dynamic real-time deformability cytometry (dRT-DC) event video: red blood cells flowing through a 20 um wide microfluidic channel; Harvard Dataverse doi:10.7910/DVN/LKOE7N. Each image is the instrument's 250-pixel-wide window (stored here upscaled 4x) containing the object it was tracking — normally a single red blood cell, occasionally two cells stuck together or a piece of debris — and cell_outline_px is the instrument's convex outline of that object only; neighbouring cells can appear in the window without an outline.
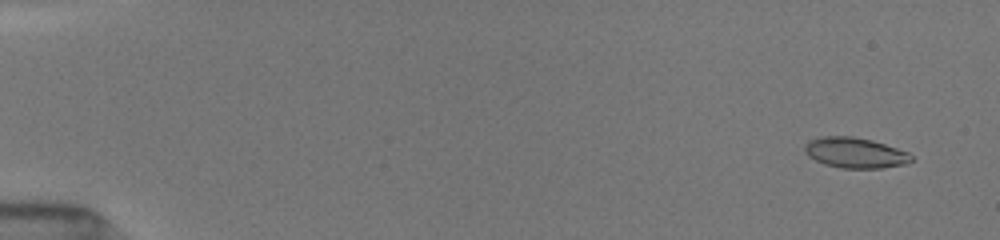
{"species": "common noctule bat (a hibernating species)", "species_latin": "Nyctalus noctula", "temperature_condition": "room temperature", "stored_images_in_passage": 19, "camera_frame_rate_fps": 3000, "um_per_image_px": 0.085, "animal": {"sex": "female", "body_mass_g": 19.5, "forearm_length_mm": 54.1}, "frame": {"image": 1, "passage_image": 2, "time_ms": 0.667, "image_size_px": [1000, 240], "cell_outline_px": [[912, 160], [904, 164], [884, 168], [840, 168], [824, 164], [808, 156], [804, 152], [804, 144], [808, 140], [820, 136], [852, 136], [872, 140], [908, 152], [912, 156]], "centroid_in_image_um": [72.64, 12.98], "position_along_channel_um": 12.4, "area_um2": 19.02}}
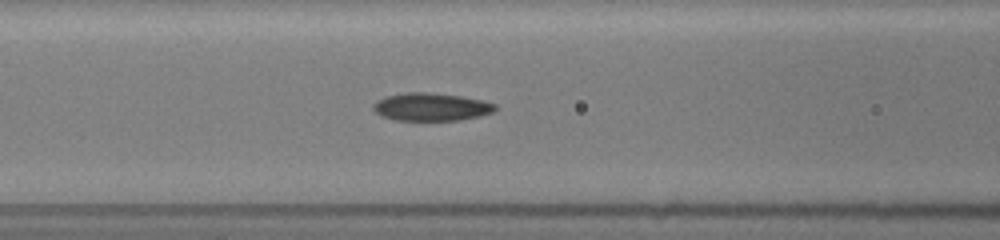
{"frame": {"image": 2, "passage_image": 11, "time_ms": 7.333, "image_size_px": [1000, 240], "cell_outline_px": [[496, 108], [492, 112], [480, 116], [460, 120], [396, 120], [380, 116], [372, 108], [372, 104], [376, 100], [384, 96], [408, 92], [428, 92], [460, 96], [484, 100], [496, 104]], "centroid_in_image_um": [36.62, 9.08], "position_along_channel_um": 130.0, "area_um2": 19.94}}
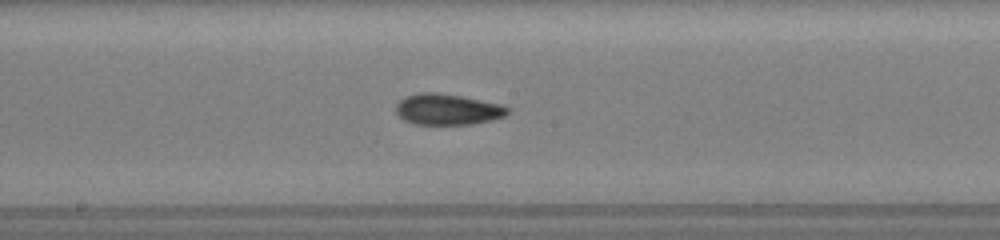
{"frame": {"image": 3, "passage_image": 14, "time_ms": 9.333, "image_size_px": [1000, 240], "cell_outline_px": [[512, 108], [504, 116], [492, 120], [472, 124], [412, 124], [404, 120], [396, 112], [396, 104], [404, 96], [416, 92], [440, 92], [504, 104]], "centroid_in_image_um": [38.05, 9.28], "position_along_channel_um": 210.1, "area_um2": 20.52}}